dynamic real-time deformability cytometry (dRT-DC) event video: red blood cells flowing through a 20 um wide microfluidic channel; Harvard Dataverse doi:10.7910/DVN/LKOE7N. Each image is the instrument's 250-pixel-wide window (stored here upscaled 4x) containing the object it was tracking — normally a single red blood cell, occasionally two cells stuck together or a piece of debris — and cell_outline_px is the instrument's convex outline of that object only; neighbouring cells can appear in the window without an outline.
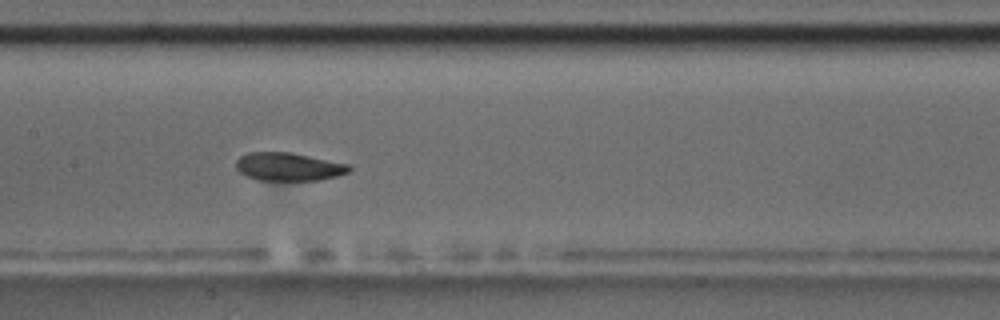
{"species": "common noctule bat (a hibernating species)", "species_latin": "Nyctalus noctula", "temperature_condition": "room temperature", "stored_images_in_passage": 9, "camera_frame_rate_fps": 3000, "um_per_image_px": 0.085, "animal": {"sex": "male", "body_mass_g": 17.5, "forearm_length_mm": 52.3}, "frame": {"image": 1, "passage_image": 8, "time_ms": 8.0, "image_size_px": [1000, 320], "cell_outline_px": [[352, 168], [348, 172], [336, 176], [320, 180], [260, 180], [248, 176], [240, 172], [236, 168], [236, 160], [240, 156], [248, 152], [292, 152], [348, 164]], "centroid_in_image_um": [24.52, 14.16], "position_along_channel_um": 182.9, "area_um2": 18.5}}